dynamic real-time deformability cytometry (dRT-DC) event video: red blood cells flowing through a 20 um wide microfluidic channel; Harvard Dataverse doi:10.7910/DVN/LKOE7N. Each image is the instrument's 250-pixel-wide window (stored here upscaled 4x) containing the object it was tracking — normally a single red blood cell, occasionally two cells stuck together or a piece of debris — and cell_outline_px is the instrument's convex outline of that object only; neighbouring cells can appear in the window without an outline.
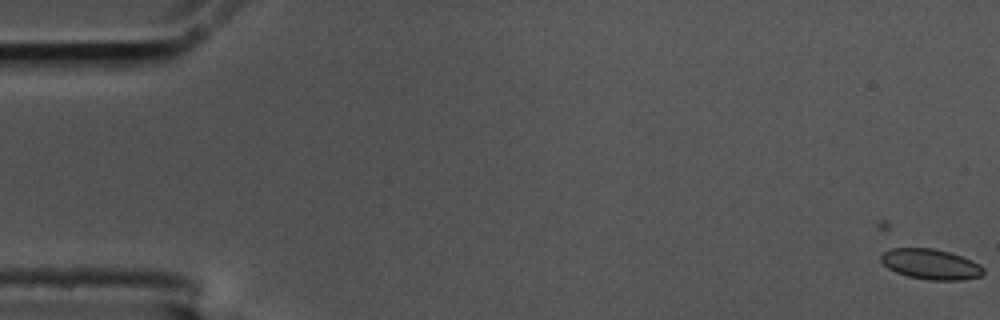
{"species": "common noctule bat (a hibernating species)", "species_latin": "Nyctalus noctula", "temperature_condition": "cold", "stored_images_in_passage": 3, "camera_frame_rate_fps": 3000, "um_per_image_px": 0.085, "animal": {"sex": "male", "body_mass_g": 17.5, "forearm_length_mm": 52.3}, "frame": {"image": 1, "passage_image": 3, "time_ms": 0.667, "image_size_px": [1000, 320], "cell_outline_px": [[984, 272], [980, 276], [960, 280], [928, 280], [908, 276], [896, 272], [888, 268], [880, 260], [880, 256], [884, 252], [892, 248], [932, 248], [948, 252], [972, 260], [980, 264], [984, 268]], "centroid_in_image_um": [79.11, 22.46], "position_along_channel_um": 5.9, "area_um2": 18.03}}